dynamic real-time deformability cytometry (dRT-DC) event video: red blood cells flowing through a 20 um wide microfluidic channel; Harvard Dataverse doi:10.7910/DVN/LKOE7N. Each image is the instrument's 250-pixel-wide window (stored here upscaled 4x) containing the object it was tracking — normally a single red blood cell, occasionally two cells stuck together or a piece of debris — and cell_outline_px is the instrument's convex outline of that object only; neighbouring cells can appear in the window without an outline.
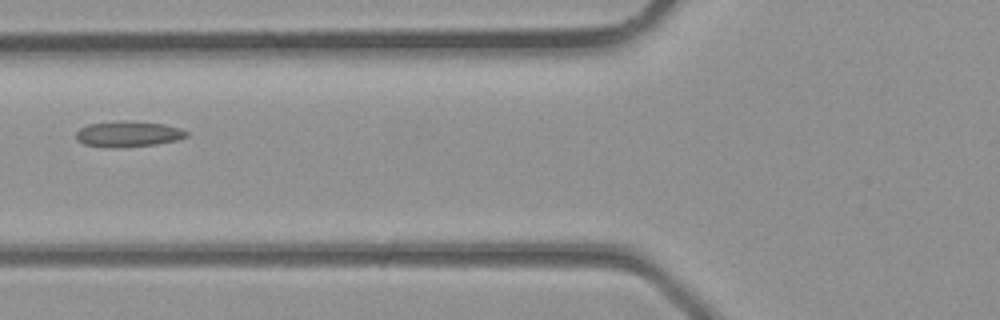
{"species": "common noctule bat (a hibernating species)", "species_latin": "Nyctalus noctula", "temperature_condition": "room temperature", "stored_images_in_passage": 2, "camera_frame_rate_fps": 3000, "um_per_image_px": 0.085, "animal": {"sex": "male", "body_mass_g": 23.1, "forearm_length_mm": 52.7}, "frame": {"image": 1, "passage_image": 2, "time_ms": 0.333, "image_size_px": [1000, 320], "cell_outline_px": [[188, 136], [176, 140], [156, 144], [116, 148], [84, 144], [76, 140], [76, 132], [80, 128], [88, 124], [120, 120], [124, 120], [164, 124], [180, 128], [188, 132]], "centroid_in_image_um": [10.88, 11.38], "position_along_channel_um": 114.9, "area_um2": 16.59}}